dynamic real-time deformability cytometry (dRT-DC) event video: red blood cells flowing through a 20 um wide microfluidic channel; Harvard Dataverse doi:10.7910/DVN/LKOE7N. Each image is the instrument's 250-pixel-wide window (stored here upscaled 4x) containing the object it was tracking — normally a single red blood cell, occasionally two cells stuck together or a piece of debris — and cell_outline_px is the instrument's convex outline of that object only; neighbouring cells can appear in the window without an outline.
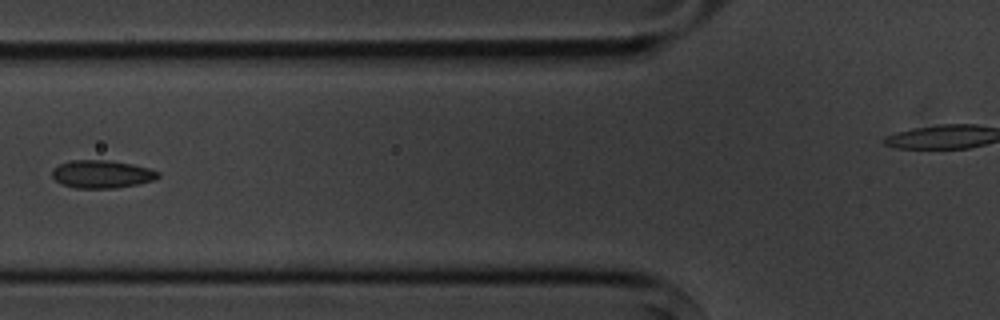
{"species": "common noctule bat (a hibernating species)", "species_latin": "Nyctalus noctula", "temperature_condition": "cold", "stored_images_in_passage": 7, "camera_frame_rate_fps": 3000, "um_per_image_px": 0.085, "animal": {"sex": "male", "body_mass_g": 20.1, "forearm_length_mm": 53.5}, "frame": {"image": 1, "passage_image": 4, "time_ms": 3.667, "image_size_px": [1000, 320], "cell_outline_px": [[160, 176], [156, 180], [140, 184], [116, 188], [76, 188], [64, 184], [56, 180], [52, 176], [52, 168], [68, 160], [108, 160], [132, 164], [148, 168], [160, 172]], "centroid_in_image_um": [8.69, 14.8], "position_along_channel_um": 117.1, "area_um2": 17.34}}
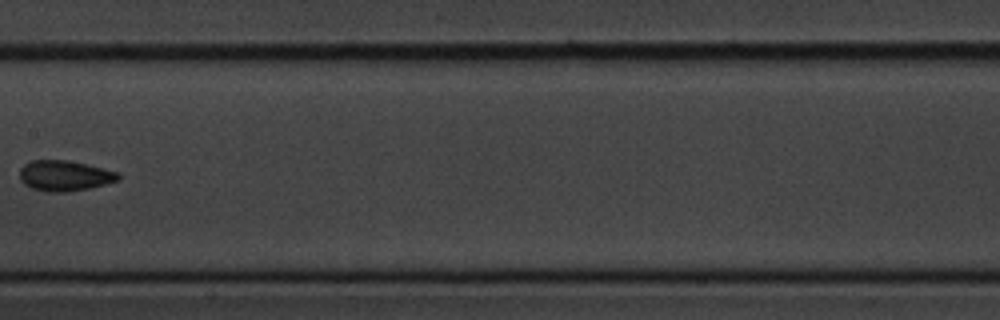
{"frame": {"image": 2, "passage_image": 6, "time_ms": 6.0, "image_size_px": [1000, 320], "cell_outline_px": [[120, 180], [88, 188], [64, 192], [48, 192], [32, 188], [24, 184], [20, 180], [20, 168], [24, 164], [32, 160], [68, 160], [104, 168], [120, 172]], "centroid_in_image_um": [5.5, 14.92], "position_along_channel_um": 201.9, "area_um2": 17.57}}
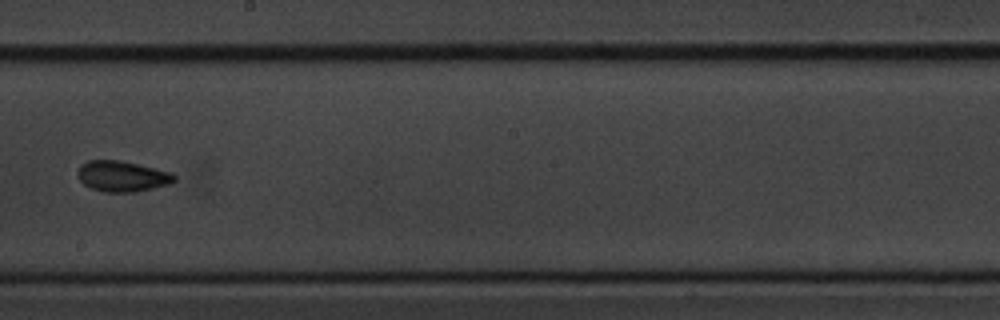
{"frame": {"image": 3, "passage_image": 7, "time_ms": 7.0, "image_size_px": [1000, 320], "cell_outline_px": [[176, 180], [168, 184], [136, 192], [104, 192], [92, 188], [84, 184], [76, 176], [76, 172], [80, 164], [88, 160], [120, 160], [156, 168], [172, 172], [176, 176]], "centroid_in_image_um": [10.36, 14.97], "position_along_channel_um": 237.8, "area_um2": 17.46}}